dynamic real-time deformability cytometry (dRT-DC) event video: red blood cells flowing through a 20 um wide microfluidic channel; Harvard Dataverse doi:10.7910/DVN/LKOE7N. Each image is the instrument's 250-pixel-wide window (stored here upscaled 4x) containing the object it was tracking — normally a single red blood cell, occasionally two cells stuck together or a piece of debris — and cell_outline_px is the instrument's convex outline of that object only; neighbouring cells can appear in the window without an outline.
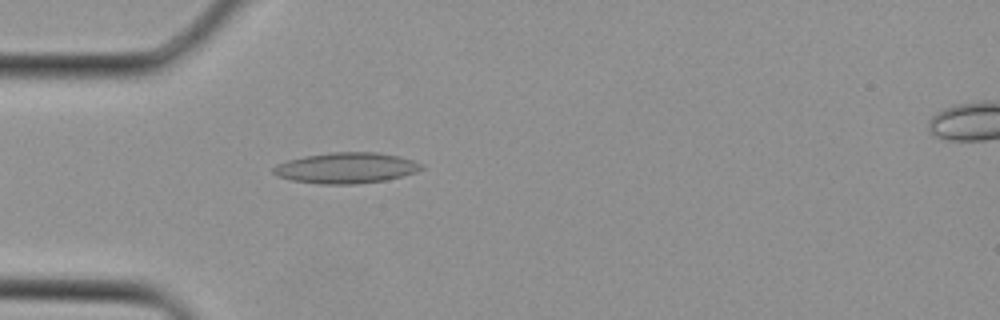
{"species": "Egyptian fruit bat (a non-hibernating species)", "species_latin": "Rousettus aegyptiacus", "temperature_condition": "cold", "stored_images_in_passage": 3, "camera_frame_rate_fps": 3000, "um_per_image_px": 0.085, "animal": {"sex": "female"}, "frame": {"image": 1, "passage_image": 2, "time_ms": 0.333, "image_size_px": [1000, 320], "cell_outline_px": [[424, 168], [416, 172], [384, 180], [356, 184], [320, 184], [292, 180], [276, 176], [272, 172], [272, 168], [276, 164], [288, 160], [304, 156], [332, 152], [376, 152], [400, 156], [424, 164]], "centroid_in_image_um": [29.41, 14.27], "position_along_channel_um": 55.6, "area_um2": 26.59}}